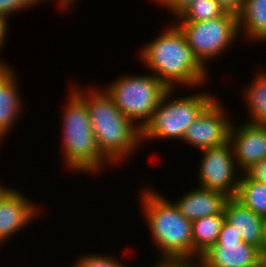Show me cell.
Masks as SVG:
<instances>
[{"instance_id": "5b68a950", "label": "cell", "mask_w": 266, "mask_h": 267, "mask_svg": "<svg viewBox=\"0 0 266 267\" xmlns=\"http://www.w3.org/2000/svg\"><path fill=\"white\" fill-rule=\"evenodd\" d=\"M177 91L168 89L161 98L151 120L141 130L142 144L171 138L182 141L187 128L216 99L206 91L171 98Z\"/></svg>"}, {"instance_id": "d4e9b609", "label": "cell", "mask_w": 266, "mask_h": 267, "mask_svg": "<svg viewBox=\"0 0 266 267\" xmlns=\"http://www.w3.org/2000/svg\"><path fill=\"white\" fill-rule=\"evenodd\" d=\"M225 12L238 16L242 11L244 0H216Z\"/></svg>"}, {"instance_id": "52a82bcc", "label": "cell", "mask_w": 266, "mask_h": 267, "mask_svg": "<svg viewBox=\"0 0 266 267\" xmlns=\"http://www.w3.org/2000/svg\"><path fill=\"white\" fill-rule=\"evenodd\" d=\"M195 57L208 69V61L221 57L239 36L238 16L226 12L213 20L176 22Z\"/></svg>"}, {"instance_id": "8992f818", "label": "cell", "mask_w": 266, "mask_h": 267, "mask_svg": "<svg viewBox=\"0 0 266 267\" xmlns=\"http://www.w3.org/2000/svg\"><path fill=\"white\" fill-rule=\"evenodd\" d=\"M104 90L116 107L140 130L151 120L168 88L153 74L119 76Z\"/></svg>"}, {"instance_id": "6da1fadb", "label": "cell", "mask_w": 266, "mask_h": 267, "mask_svg": "<svg viewBox=\"0 0 266 267\" xmlns=\"http://www.w3.org/2000/svg\"><path fill=\"white\" fill-rule=\"evenodd\" d=\"M162 32L140 48L138 58L168 89H180L179 85L202 88L210 73L195 57L182 31L174 22Z\"/></svg>"}, {"instance_id": "f1b7e54d", "label": "cell", "mask_w": 266, "mask_h": 267, "mask_svg": "<svg viewBox=\"0 0 266 267\" xmlns=\"http://www.w3.org/2000/svg\"><path fill=\"white\" fill-rule=\"evenodd\" d=\"M78 0H61V9L62 11H70V9H73V6L76 4ZM69 9V10H68Z\"/></svg>"}, {"instance_id": "7c38bea8", "label": "cell", "mask_w": 266, "mask_h": 267, "mask_svg": "<svg viewBox=\"0 0 266 267\" xmlns=\"http://www.w3.org/2000/svg\"><path fill=\"white\" fill-rule=\"evenodd\" d=\"M233 123L230 142L238 169L243 172L253 163L266 158V124Z\"/></svg>"}, {"instance_id": "5bb4252c", "label": "cell", "mask_w": 266, "mask_h": 267, "mask_svg": "<svg viewBox=\"0 0 266 267\" xmlns=\"http://www.w3.org/2000/svg\"><path fill=\"white\" fill-rule=\"evenodd\" d=\"M188 191L173 201L186 219L193 222L202 217L224 214V205L228 197L223 193L199 186Z\"/></svg>"}, {"instance_id": "603a6c76", "label": "cell", "mask_w": 266, "mask_h": 267, "mask_svg": "<svg viewBox=\"0 0 266 267\" xmlns=\"http://www.w3.org/2000/svg\"><path fill=\"white\" fill-rule=\"evenodd\" d=\"M249 180L266 184V158L253 163L242 172Z\"/></svg>"}, {"instance_id": "4dcf8cb0", "label": "cell", "mask_w": 266, "mask_h": 267, "mask_svg": "<svg viewBox=\"0 0 266 267\" xmlns=\"http://www.w3.org/2000/svg\"><path fill=\"white\" fill-rule=\"evenodd\" d=\"M1 50V48H0ZM2 58V57H0ZM11 64H7L6 61H4L3 59H0V69L6 68L7 66H10Z\"/></svg>"}, {"instance_id": "30bf717a", "label": "cell", "mask_w": 266, "mask_h": 267, "mask_svg": "<svg viewBox=\"0 0 266 267\" xmlns=\"http://www.w3.org/2000/svg\"><path fill=\"white\" fill-rule=\"evenodd\" d=\"M223 107L216 98L187 128L182 142L196 150L228 143L233 121Z\"/></svg>"}, {"instance_id": "d6a6232c", "label": "cell", "mask_w": 266, "mask_h": 267, "mask_svg": "<svg viewBox=\"0 0 266 267\" xmlns=\"http://www.w3.org/2000/svg\"><path fill=\"white\" fill-rule=\"evenodd\" d=\"M56 3H57V6H59L58 7V10H59V8H61V0H56Z\"/></svg>"}, {"instance_id": "4fadbf2b", "label": "cell", "mask_w": 266, "mask_h": 267, "mask_svg": "<svg viewBox=\"0 0 266 267\" xmlns=\"http://www.w3.org/2000/svg\"><path fill=\"white\" fill-rule=\"evenodd\" d=\"M16 75L12 66L0 69V145L16 125L26 104L22 102L24 98L20 95Z\"/></svg>"}, {"instance_id": "7402d4cb", "label": "cell", "mask_w": 266, "mask_h": 267, "mask_svg": "<svg viewBox=\"0 0 266 267\" xmlns=\"http://www.w3.org/2000/svg\"><path fill=\"white\" fill-rule=\"evenodd\" d=\"M43 2L45 0H0V13L6 18H10L11 15L19 13L21 10L35 7Z\"/></svg>"}, {"instance_id": "cb8c5ba5", "label": "cell", "mask_w": 266, "mask_h": 267, "mask_svg": "<svg viewBox=\"0 0 266 267\" xmlns=\"http://www.w3.org/2000/svg\"><path fill=\"white\" fill-rule=\"evenodd\" d=\"M195 0H154V2L163 5L166 10L168 9L176 18L193 3Z\"/></svg>"}, {"instance_id": "e0dca14e", "label": "cell", "mask_w": 266, "mask_h": 267, "mask_svg": "<svg viewBox=\"0 0 266 267\" xmlns=\"http://www.w3.org/2000/svg\"><path fill=\"white\" fill-rule=\"evenodd\" d=\"M224 221V214H217L192 222L193 262H198L200 256L216 244Z\"/></svg>"}, {"instance_id": "8fae6325", "label": "cell", "mask_w": 266, "mask_h": 267, "mask_svg": "<svg viewBox=\"0 0 266 267\" xmlns=\"http://www.w3.org/2000/svg\"><path fill=\"white\" fill-rule=\"evenodd\" d=\"M25 196L11 187L0 199V247L39 217L41 209Z\"/></svg>"}, {"instance_id": "44dd1931", "label": "cell", "mask_w": 266, "mask_h": 267, "mask_svg": "<svg viewBox=\"0 0 266 267\" xmlns=\"http://www.w3.org/2000/svg\"><path fill=\"white\" fill-rule=\"evenodd\" d=\"M118 259L117 256L108 254L86 253L81 255L71 267H129Z\"/></svg>"}, {"instance_id": "1f68e13d", "label": "cell", "mask_w": 266, "mask_h": 267, "mask_svg": "<svg viewBox=\"0 0 266 267\" xmlns=\"http://www.w3.org/2000/svg\"><path fill=\"white\" fill-rule=\"evenodd\" d=\"M255 267H266V259H263L259 264H257Z\"/></svg>"}, {"instance_id": "ba28073f", "label": "cell", "mask_w": 266, "mask_h": 267, "mask_svg": "<svg viewBox=\"0 0 266 267\" xmlns=\"http://www.w3.org/2000/svg\"><path fill=\"white\" fill-rule=\"evenodd\" d=\"M199 151L202 156L197 169V186L234 198L242 172L236 165L231 142Z\"/></svg>"}, {"instance_id": "83f0119b", "label": "cell", "mask_w": 266, "mask_h": 267, "mask_svg": "<svg viewBox=\"0 0 266 267\" xmlns=\"http://www.w3.org/2000/svg\"><path fill=\"white\" fill-rule=\"evenodd\" d=\"M260 253L263 259H266V216L263 217V240Z\"/></svg>"}, {"instance_id": "f546056e", "label": "cell", "mask_w": 266, "mask_h": 267, "mask_svg": "<svg viewBox=\"0 0 266 267\" xmlns=\"http://www.w3.org/2000/svg\"><path fill=\"white\" fill-rule=\"evenodd\" d=\"M11 187L2 185V183L0 182V199L5 195V193L10 189Z\"/></svg>"}, {"instance_id": "7a4b0ae2", "label": "cell", "mask_w": 266, "mask_h": 267, "mask_svg": "<svg viewBox=\"0 0 266 267\" xmlns=\"http://www.w3.org/2000/svg\"><path fill=\"white\" fill-rule=\"evenodd\" d=\"M71 86L86 104L100 152L113 165L132 157L130 155L142 146L141 130L116 107L102 87Z\"/></svg>"}, {"instance_id": "9a60e30c", "label": "cell", "mask_w": 266, "mask_h": 267, "mask_svg": "<svg viewBox=\"0 0 266 267\" xmlns=\"http://www.w3.org/2000/svg\"><path fill=\"white\" fill-rule=\"evenodd\" d=\"M225 221L240 234L242 241L261 251L263 240V217L242 205L235 198H228L224 205Z\"/></svg>"}, {"instance_id": "2e32d148", "label": "cell", "mask_w": 266, "mask_h": 267, "mask_svg": "<svg viewBox=\"0 0 266 267\" xmlns=\"http://www.w3.org/2000/svg\"><path fill=\"white\" fill-rule=\"evenodd\" d=\"M239 36L252 42H266V0H244L238 15ZM244 35V36H243Z\"/></svg>"}, {"instance_id": "484cf974", "label": "cell", "mask_w": 266, "mask_h": 267, "mask_svg": "<svg viewBox=\"0 0 266 267\" xmlns=\"http://www.w3.org/2000/svg\"><path fill=\"white\" fill-rule=\"evenodd\" d=\"M152 267H199L197 262L157 260Z\"/></svg>"}, {"instance_id": "3957f363", "label": "cell", "mask_w": 266, "mask_h": 267, "mask_svg": "<svg viewBox=\"0 0 266 267\" xmlns=\"http://www.w3.org/2000/svg\"><path fill=\"white\" fill-rule=\"evenodd\" d=\"M139 193L142 215L157 249V260L193 262L192 222L186 219L172 200L152 187ZM159 192V193H158Z\"/></svg>"}, {"instance_id": "ac0fdd59", "label": "cell", "mask_w": 266, "mask_h": 267, "mask_svg": "<svg viewBox=\"0 0 266 267\" xmlns=\"http://www.w3.org/2000/svg\"><path fill=\"white\" fill-rule=\"evenodd\" d=\"M261 70L254 73L252 81L243 88L242 97L249 116L247 123L266 124V70Z\"/></svg>"}, {"instance_id": "9c48e42d", "label": "cell", "mask_w": 266, "mask_h": 267, "mask_svg": "<svg viewBox=\"0 0 266 267\" xmlns=\"http://www.w3.org/2000/svg\"><path fill=\"white\" fill-rule=\"evenodd\" d=\"M262 260L260 250L243 242L233 226L224 221L216 244L197 263L199 267H255Z\"/></svg>"}, {"instance_id": "d6986e66", "label": "cell", "mask_w": 266, "mask_h": 267, "mask_svg": "<svg viewBox=\"0 0 266 267\" xmlns=\"http://www.w3.org/2000/svg\"><path fill=\"white\" fill-rule=\"evenodd\" d=\"M234 198L259 216H266V184L249 180L242 173Z\"/></svg>"}, {"instance_id": "ffe728a7", "label": "cell", "mask_w": 266, "mask_h": 267, "mask_svg": "<svg viewBox=\"0 0 266 267\" xmlns=\"http://www.w3.org/2000/svg\"><path fill=\"white\" fill-rule=\"evenodd\" d=\"M226 12L216 0H195L172 22H201L223 16Z\"/></svg>"}, {"instance_id": "277c9868", "label": "cell", "mask_w": 266, "mask_h": 267, "mask_svg": "<svg viewBox=\"0 0 266 267\" xmlns=\"http://www.w3.org/2000/svg\"><path fill=\"white\" fill-rule=\"evenodd\" d=\"M63 110L60 140L65 165L62 166L70 172L97 175L113 165L98 148L85 102L71 88Z\"/></svg>"}, {"instance_id": "4316f807", "label": "cell", "mask_w": 266, "mask_h": 267, "mask_svg": "<svg viewBox=\"0 0 266 267\" xmlns=\"http://www.w3.org/2000/svg\"><path fill=\"white\" fill-rule=\"evenodd\" d=\"M9 21L3 14L0 13V48L4 47L6 41V35L8 34Z\"/></svg>"}]
</instances>
